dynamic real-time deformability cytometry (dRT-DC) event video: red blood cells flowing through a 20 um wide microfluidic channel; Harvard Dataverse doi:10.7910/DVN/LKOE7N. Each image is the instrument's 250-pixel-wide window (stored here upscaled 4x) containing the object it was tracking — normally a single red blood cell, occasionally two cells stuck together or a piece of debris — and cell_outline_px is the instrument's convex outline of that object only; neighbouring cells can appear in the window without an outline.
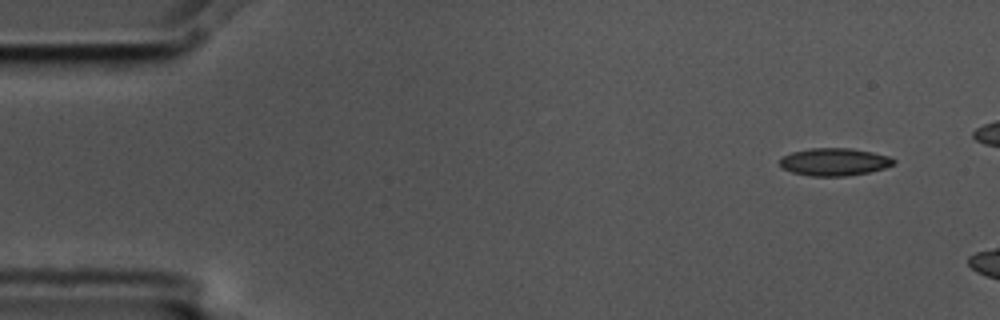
{"species": "common noctule bat (a hibernating species)", "species_latin": "Nyctalus noctula", "temperature_condition": "cold", "stored_images_in_passage": 4, "camera_frame_rate_fps": 3000, "um_per_image_px": 0.085, "animal": {"sex": "male", "body_mass_g": 17.5, "forearm_length_mm": 52.3}, "frame": {"image": 1, "passage_image": 1, "time_ms": 0.0, "image_size_px": [1000, 320], "cell_outline_px": [[896, 160], [892, 164], [884, 168], [868, 172], [848, 176], [812, 176], [792, 172], [784, 168], [780, 164], [780, 156], [792, 152], [812, 148], [852, 148], [872, 152], [888, 156]], "centroid_in_image_um": [70.9, 13.75], "position_along_channel_um": 14.1, "area_um2": 18.21}}